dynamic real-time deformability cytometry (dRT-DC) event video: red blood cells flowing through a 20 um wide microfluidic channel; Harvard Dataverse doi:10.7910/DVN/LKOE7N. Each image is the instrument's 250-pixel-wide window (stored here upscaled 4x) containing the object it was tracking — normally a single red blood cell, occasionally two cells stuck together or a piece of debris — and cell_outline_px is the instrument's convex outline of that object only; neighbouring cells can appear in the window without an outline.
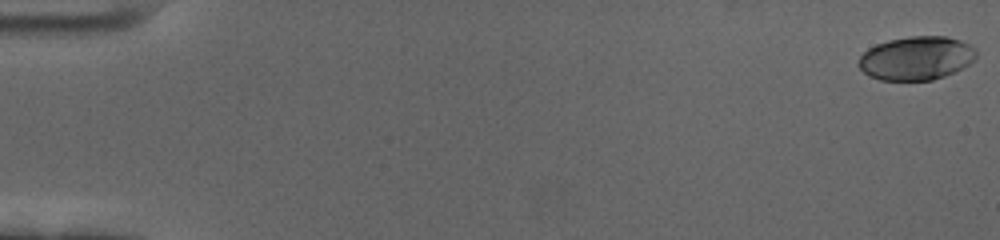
{"species": "human", "species_latin": "Homo sapiens", "temperature_condition": "cold", "stored_images_in_passage": 60, "camera_frame_rate_fps": 3000, "um_per_image_px": 0.085, "donor": {"sex": "female"}, "frame": {"image": 1, "passage_image": 1, "time_ms": 0.0, "image_size_px": [1000, 240], "cell_outline_px": [[976, 60], [944, 76], [932, 80], [880, 80], [868, 76], [856, 64], [860, 56], [868, 48], [876, 44], [888, 40], [908, 36], [948, 36], [960, 40], [976, 48]], "centroid_in_image_um": [77.86, 4.94], "position_along_channel_um": 7.1, "area_um2": 30.06}}
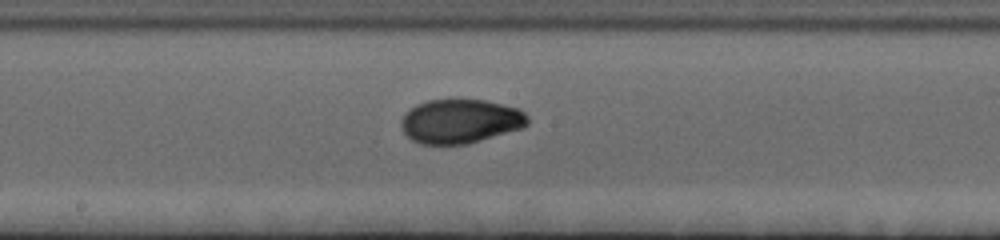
{"frame": {"image": 2, "passage_image": 33, "time_ms": 10.667, "image_size_px": [1000, 240], "cell_outline_px": [[528, 124], [524, 128], [468, 144], [420, 144], [412, 140], [404, 132], [400, 124], [400, 120], [404, 112], [416, 104], [428, 100], [484, 100], [520, 108], [528, 116]], "centroid_in_image_um": [39.13, 10.31], "position_along_channel_um": 209.1, "area_um2": 32.83}}
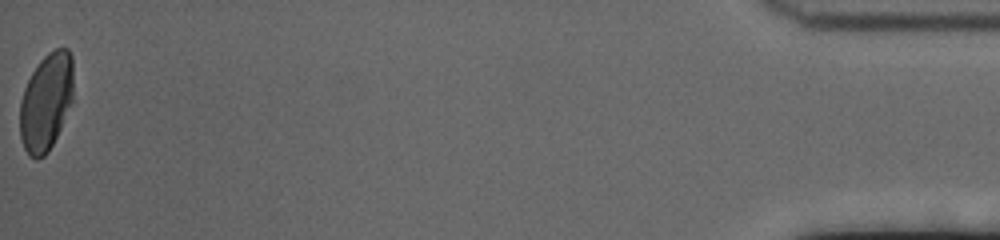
{"frame": {"image": 3, "passage_image": 60, "time_ms": 19.667, "image_size_px": [1000, 240], "cell_outline_px": [[72, 100], [60, 128], [48, 152], [44, 156], [36, 160], [28, 156], [24, 148], [20, 136], [20, 100], [24, 88], [32, 72], [40, 60], [48, 52], [56, 48], [68, 48], [72, 56]], "centroid_in_image_um": [3.9, 8.66], "position_along_channel_um": 431.3, "area_um2": 30.29}, "authors_computed_cell_mechanics": {"area_um2": 31.3854, "velocity_mm_per_s": 3.4651, "shape_relaxation_time_tau1_ms": 4.3783, "shape_relaxation_time_tau2_ms": 1.1645, "deformation_change_tau1": 0.161, "deformation_change_tau2": 0.0396}}